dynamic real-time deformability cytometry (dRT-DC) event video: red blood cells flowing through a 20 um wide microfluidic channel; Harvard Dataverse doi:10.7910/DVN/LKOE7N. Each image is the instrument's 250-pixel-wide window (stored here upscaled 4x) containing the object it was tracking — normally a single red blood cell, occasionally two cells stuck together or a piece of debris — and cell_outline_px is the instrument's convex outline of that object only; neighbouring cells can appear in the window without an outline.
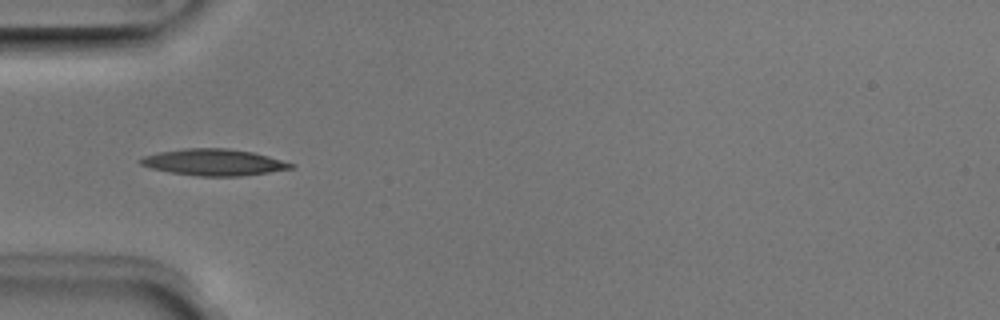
{"species": "Egyptian fruit bat (a non-hibernating species)", "species_latin": "Rousettus aegyptiacus", "temperature_condition": "room temperature", "stored_images_in_passage": 3, "camera_frame_rate_fps": 3000, "um_per_image_px": 0.085, "animal": {"sex": "male"}, "frame": {"image": 1, "passage_image": 3, "time_ms": 0.667, "image_size_px": [1000, 320], "cell_outline_px": [[296, 164], [292, 168], [268, 172], [240, 176], [200, 176], [168, 172], [152, 168], [140, 164], [136, 160], [144, 156], [160, 152], [184, 148], [228, 148], [252, 152], [268, 156]], "centroid_in_image_um": [18.15, 13.79], "position_along_channel_um": 66.9, "area_um2": 23.12}}